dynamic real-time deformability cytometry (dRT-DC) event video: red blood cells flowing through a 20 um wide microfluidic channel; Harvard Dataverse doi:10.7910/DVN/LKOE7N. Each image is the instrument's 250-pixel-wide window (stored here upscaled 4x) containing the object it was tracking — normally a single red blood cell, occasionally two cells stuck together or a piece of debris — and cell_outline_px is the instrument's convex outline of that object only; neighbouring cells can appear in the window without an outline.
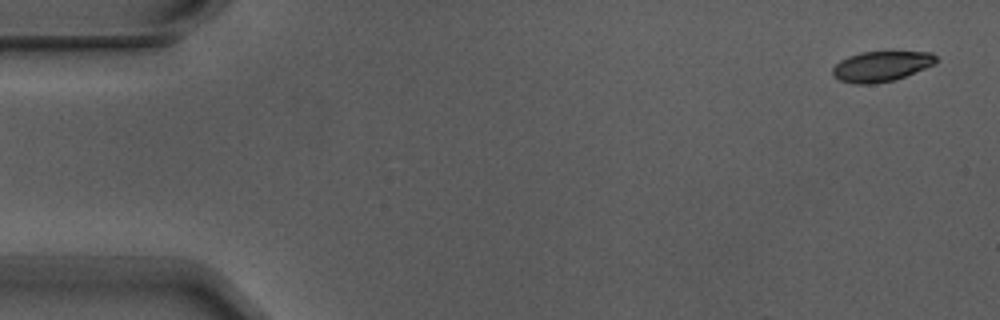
{"species": "Egyptian fruit bat (a non-hibernating species)", "species_latin": "Rousettus aegyptiacus", "temperature_condition": "warm", "stored_images_in_passage": 7, "segment_of_instrument_passage": [2, 2], "camera_frame_rate_fps": 3000, "um_per_image_px": 0.085, "animal": {"sex": "male"}, "frame": {"image": 1, "passage_image": 7, "time_ms": 2.0, "image_size_px": [1000, 320], "cell_outline_px": [[936, 60], [932, 64], [924, 68], [904, 76], [892, 80], [872, 84], [856, 84], [840, 80], [832, 76], [832, 68], [840, 60], [848, 56], [860, 52], [932, 52], [936, 56]], "centroid_in_image_um": [74.84, 5.63], "position_along_channel_um": 10.2, "area_um2": 17.98}}